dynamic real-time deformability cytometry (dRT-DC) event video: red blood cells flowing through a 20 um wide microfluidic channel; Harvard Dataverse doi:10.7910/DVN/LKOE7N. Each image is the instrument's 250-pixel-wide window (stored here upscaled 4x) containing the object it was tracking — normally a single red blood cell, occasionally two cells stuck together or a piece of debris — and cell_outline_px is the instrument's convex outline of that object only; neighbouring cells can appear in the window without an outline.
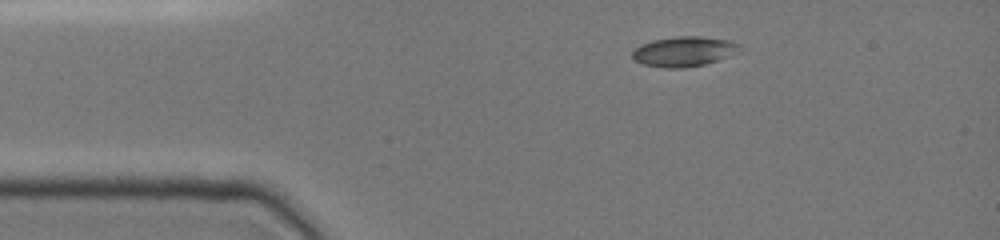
{"species": "common noctule bat (a hibernating species)", "species_latin": "Nyctalus noctula", "temperature_condition": "cold", "stored_images_in_passage": 25, "camera_frame_rate_fps": 3000, "um_per_image_px": 0.085, "animal": {"sex": "female", "body_mass_g": 19.0, "forearm_length_mm": 51.5}, "frame": {"image": 1, "passage_image": 1, "time_ms": 0.0, "image_size_px": [1000, 240], "cell_outline_px": [[740, 52], [704, 64], [684, 68], [664, 68], [644, 64], [636, 60], [632, 56], [632, 52], [640, 44], [652, 40], [676, 36], [700, 36], [732, 40], [740, 44]], "centroid_in_image_um": [58.16, 4.36], "position_along_channel_um": 26.8, "area_um2": 18.79}}
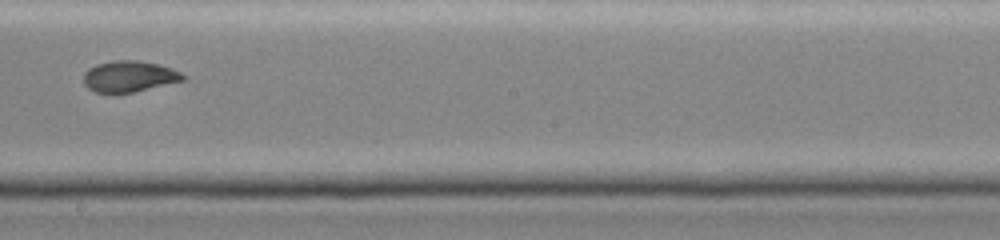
{"frame": {"image": 2, "passage_image": 13, "time_ms": 6.333, "image_size_px": [1000, 240], "cell_outline_px": [[188, 76], [184, 80], [132, 92], [96, 92], [88, 88], [84, 84], [84, 72], [88, 68], [96, 64], [112, 60], [140, 60], [172, 68]], "centroid_in_image_um": [10.98, 6.47], "position_along_channel_um": 237.2, "area_um2": 17.92}}
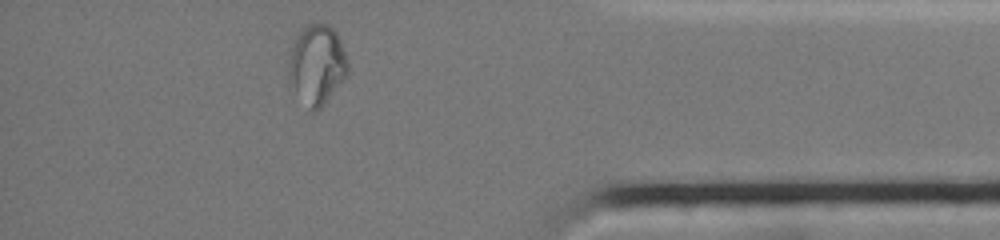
{"frame": {"image": 3, "passage_image": 23, "time_ms": 11.0, "image_size_px": [1000, 240], "cell_outline_px": [[348, 72], [320, 108], [312, 112], [288, 76], [292, 48], [300, 32], [308, 24], [328, 24], [336, 32], [348, 64]], "centroid_in_image_um": [26.96, 5.45], "position_along_channel_um": 408.2, "area_um2": 25.89}}